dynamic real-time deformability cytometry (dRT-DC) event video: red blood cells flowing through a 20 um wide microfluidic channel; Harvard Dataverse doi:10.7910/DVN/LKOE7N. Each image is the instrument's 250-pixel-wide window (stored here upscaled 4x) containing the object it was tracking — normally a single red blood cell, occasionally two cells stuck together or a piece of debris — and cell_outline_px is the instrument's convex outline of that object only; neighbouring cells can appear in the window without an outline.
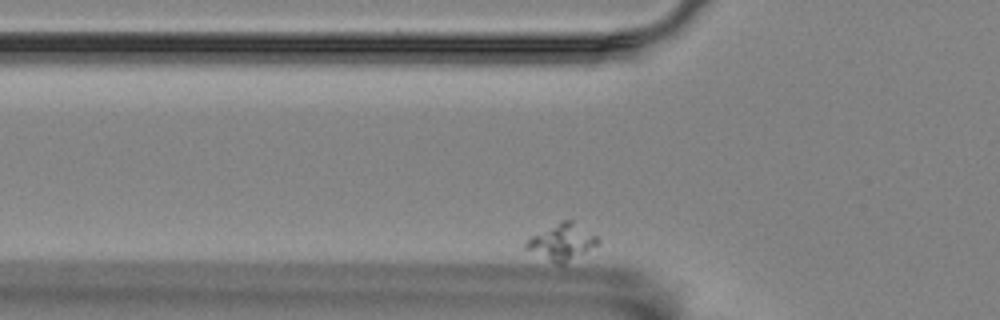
{"species": "Egyptian fruit bat (a non-hibernating species)", "species_latin": "Rousettus aegyptiacus", "temperature_condition": "room temperature", "stored_images_in_passage": 39, "camera_frame_rate_fps": 3000, "um_per_image_px": 0.085, "animal": {"sex": "female"}, "frame": {"image": 1, "passage_image": 2, "time_ms": 0.333, "image_size_px": [1000, 320], "cell_outline_px": [[600, 244], [564, 264], [556, 264], [524, 248], [524, 244], [532, 236], [560, 220], [572, 220], [596, 236], [600, 240]], "centroid_in_image_um": [47.78, 20.57], "position_along_channel_um": 78.0, "area_um2": 15.03}}
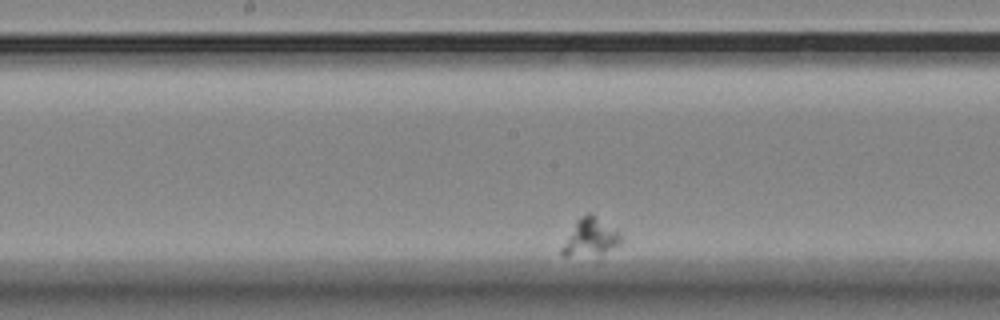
{"frame": {"image": 2, "passage_image": 18, "time_ms": 5.667, "image_size_px": [1000, 320], "cell_outline_px": [[620, 244], [600, 252], [568, 256], [560, 256], [560, 248], [576, 220], [588, 212], [592, 212], [620, 232]], "centroid_in_image_um": [50.13, 20.11], "position_along_channel_um": 198.1, "area_um2": 12.54}}
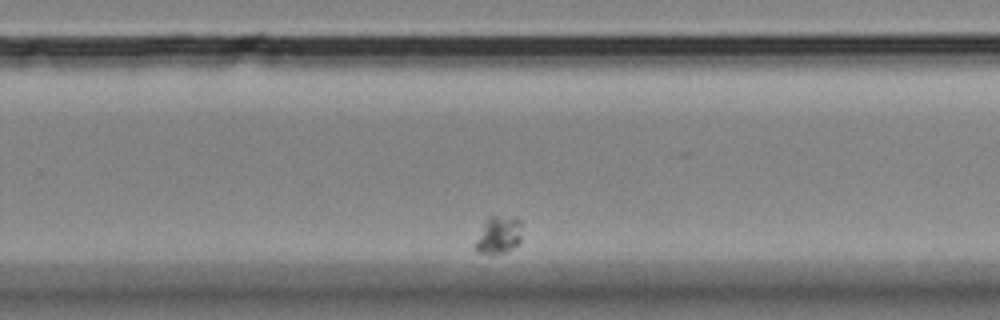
{"frame": {"image": 3, "passage_image": 29, "time_ms": 9.333, "image_size_px": [1000, 320], "cell_outline_px": [[520, 244], [504, 252], [492, 256], [488, 256], [480, 252], [476, 248], [476, 240], [484, 220], [488, 216], [496, 216], [520, 220]], "centroid_in_image_um": [42.35, 20.01], "position_along_channel_um": 287.5, "area_um2": 10.12}}